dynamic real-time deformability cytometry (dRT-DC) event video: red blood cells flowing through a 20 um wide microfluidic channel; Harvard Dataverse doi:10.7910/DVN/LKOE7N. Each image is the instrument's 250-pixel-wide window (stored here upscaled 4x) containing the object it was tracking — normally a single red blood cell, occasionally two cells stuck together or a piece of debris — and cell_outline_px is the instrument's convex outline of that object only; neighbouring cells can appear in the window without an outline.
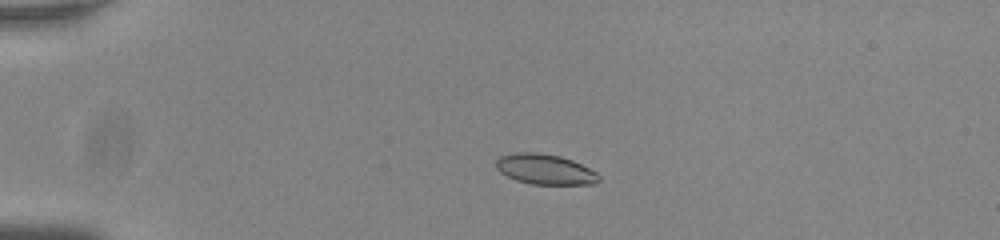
{"species": "common noctule bat (a hibernating species)", "species_latin": "Nyctalus noctula", "temperature_condition": "room temperature", "stored_images_in_passage": 43, "camera_frame_rate_fps": 3000, "um_per_image_px": 0.085, "animal": {"sex": "male", "body_mass_g": 20.0, "forearm_length_mm": 53.3}, "frame": {"image": 1, "passage_image": 1, "time_ms": 0.0, "image_size_px": [1000, 240], "cell_outline_px": [[600, 180], [596, 184], [532, 184], [516, 180], [500, 172], [496, 168], [496, 160], [500, 156], [516, 152], [540, 152], [560, 156], [572, 160], [596, 172], [600, 176]], "centroid_in_image_um": [46.33, 14.38], "position_along_channel_um": 38.7, "area_um2": 18.15}}
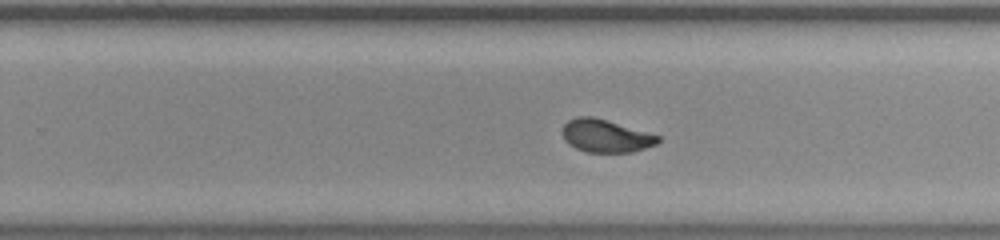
{"frame": {"image": 2, "passage_image": 24, "time_ms": 7.667, "image_size_px": [1000, 240], "cell_outline_px": [[660, 140], [656, 144], [632, 152], [588, 152], [576, 148], [568, 144], [564, 140], [564, 124], [568, 120], [576, 116], [592, 116], [660, 136]], "centroid_in_image_um": [51.47, 11.55], "position_along_channel_um": 278.3, "area_um2": 17.98}}
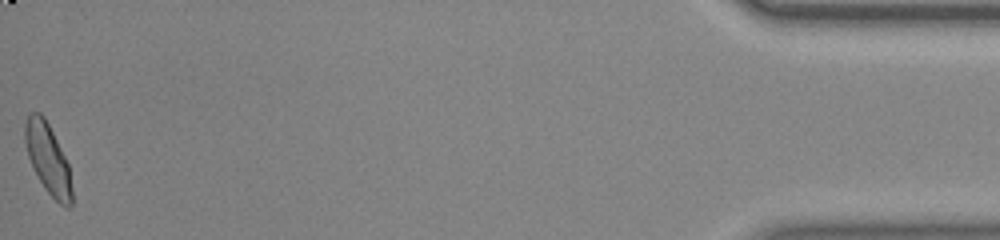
{"frame": {"image": 3, "passage_image": 43, "time_ms": 14.0, "image_size_px": [1000, 240], "cell_outline_px": [[72, 204], [68, 208], [64, 208], [44, 188], [28, 156], [24, 140], [24, 124], [28, 116], [32, 112], [40, 112], [44, 116], [68, 164], [72, 188]], "centroid_in_image_um": [4.07, 13.51], "position_along_channel_um": 431.1, "area_um2": 18.84}, "authors_computed_cell_mechanics": {"area_um2": 18.7272, "velocity_mm_per_s": 3.7792, "shape_relaxation_time_tau1_ms": 4.4264, "shape_relaxation_time_tau2_ms": 0.8295, "deformation_change_tau1": 0.1471, "deformation_change_tau2": 0.0419}}